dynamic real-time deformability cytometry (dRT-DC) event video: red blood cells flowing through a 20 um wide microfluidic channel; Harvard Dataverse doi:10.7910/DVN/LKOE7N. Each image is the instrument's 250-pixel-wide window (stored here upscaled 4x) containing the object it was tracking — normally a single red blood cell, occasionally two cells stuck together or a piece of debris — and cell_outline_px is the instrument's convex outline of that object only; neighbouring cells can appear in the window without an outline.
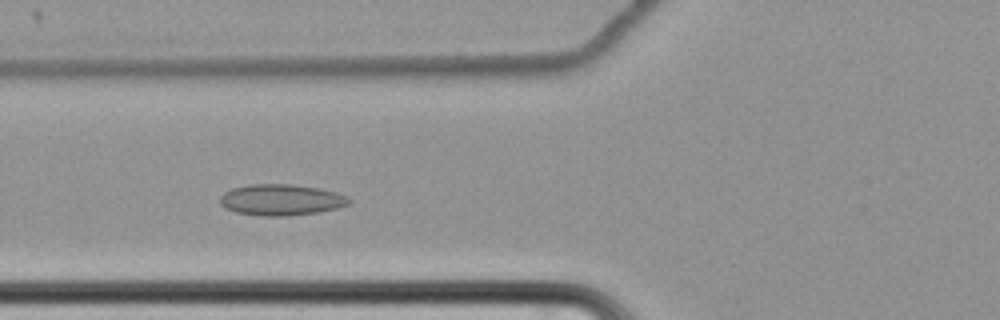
{"species": "common noctule bat (a hibernating species)", "species_latin": "Nyctalus noctula", "temperature_condition": "cold", "stored_images_in_passage": 54, "camera_frame_rate_fps": 3000, "um_per_image_px": 0.085, "animal": {"sex": "female", "body_mass_g": 22.7, "forearm_length_mm": 54.2}, "frame": {"image": 1, "passage_image": 20, "time_ms": 6.333, "image_size_px": [1000, 320], "cell_outline_px": [[352, 200], [348, 204], [336, 208], [316, 212], [288, 216], [260, 216], [236, 212], [224, 208], [220, 204], [220, 196], [224, 192], [232, 188], [248, 184], [292, 184], [316, 188], [336, 192], [348, 196]], "centroid_in_image_um": [23.86, 16.98], "position_along_channel_um": 101.9, "area_um2": 23.47}}
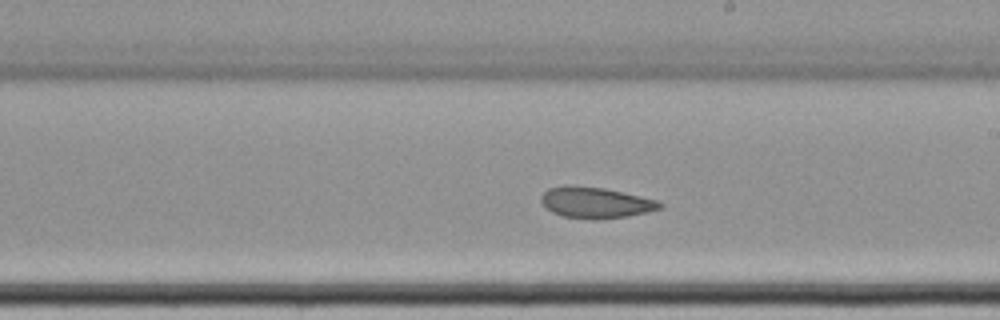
{"frame": {"image": 2, "passage_image": 32, "time_ms": 10.333, "image_size_px": [1000, 320], "cell_outline_px": [[664, 204], [660, 208], [648, 212], [628, 216], [564, 216], [552, 212], [544, 208], [540, 200], [540, 196], [548, 188], [564, 184], [568, 184], [604, 188], [640, 196], [656, 200]], "centroid_in_image_um": [50.56, 17.16], "position_along_channel_um": 238.4, "area_um2": 20.75}}
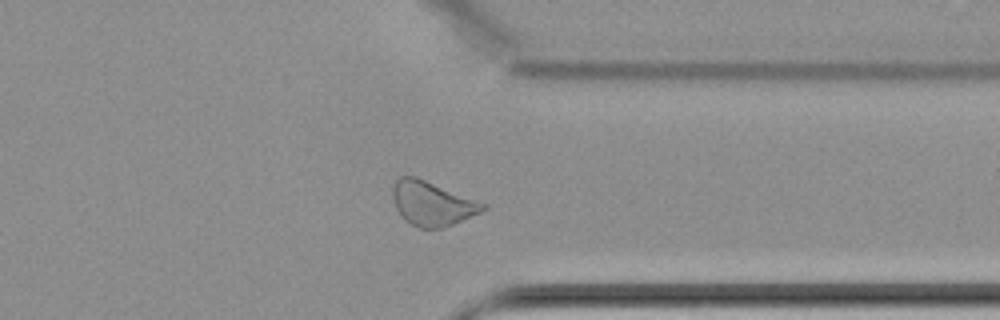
{"frame": {"image": 3, "passage_image": 44, "time_ms": 14.333, "image_size_px": [1000, 320], "cell_outline_px": [[488, 208], [480, 212], [452, 224], [440, 228], [420, 228], [404, 220], [400, 216], [396, 208], [392, 196], [392, 188], [396, 180], [400, 176], [416, 176], [488, 204]], "centroid_in_image_um": [36.71, 17.28], "position_along_channel_um": 374.7, "area_um2": 23.29}, "authors_computed_cell_mechanics": {"area_um2": 23.3801, "velocity_mm_per_s": 3.4151, "shape_relaxation_time_tau1_ms": null, "shape_relaxation_time_tau2_ms": 6.9075, "deformation_change_tau1": null, "deformation_change_tau2": 0.1138}}